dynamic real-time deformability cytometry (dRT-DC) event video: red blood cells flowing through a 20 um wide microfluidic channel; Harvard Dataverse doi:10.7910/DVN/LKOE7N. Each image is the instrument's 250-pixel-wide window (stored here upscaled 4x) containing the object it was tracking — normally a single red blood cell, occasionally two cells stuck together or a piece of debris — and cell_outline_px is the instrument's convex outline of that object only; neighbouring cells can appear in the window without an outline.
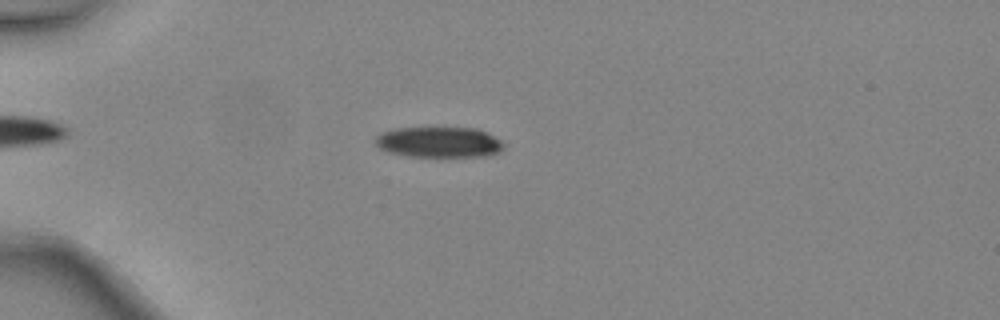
{"species": "common noctule bat (a hibernating species)", "species_latin": "Nyctalus noctula", "temperature_condition": "warm", "stored_images_in_passage": 5, "camera_frame_rate_fps": 3000, "um_per_image_px": 0.085, "animal": {"sex": "female", "body_mass_g": 24.6, "forearm_length_mm": 56.2}, "frame": {"image": 1, "passage_image": 4, "time_ms": 1.0, "image_size_px": [1000, 320], "cell_outline_px": [[504, 148], [500, 152], [488, 156], [408, 156], [388, 152], [380, 148], [376, 144], [376, 136], [380, 132], [396, 128], [476, 128], [488, 132], [500, 140], [504, 144]], "centroid_in_image_um": [37.34, 12.08], "position_along_channel_um": 47.7, "area_um2": 22.95}}
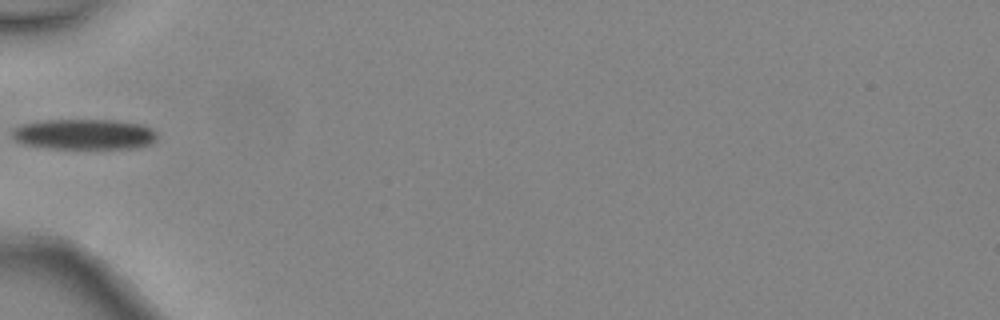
{"frame": {"image": 2, "passage_image": 5, "time_ms": 1.333, "image_size_px": [1000, 320], "cell_outline_px": [[156, 140], [152, 144], [136, 148], [48, 148], [24, 144], [16, 140], [12, 136], [12, 128], [20, 124], [44, 120], [116, 120], [144, 124], [152, 128], [156, 132]], "centroid_in_image_um": [7.19, 11.4], "position_along_channel_um": 77.8, "area_um2": 26.01}}